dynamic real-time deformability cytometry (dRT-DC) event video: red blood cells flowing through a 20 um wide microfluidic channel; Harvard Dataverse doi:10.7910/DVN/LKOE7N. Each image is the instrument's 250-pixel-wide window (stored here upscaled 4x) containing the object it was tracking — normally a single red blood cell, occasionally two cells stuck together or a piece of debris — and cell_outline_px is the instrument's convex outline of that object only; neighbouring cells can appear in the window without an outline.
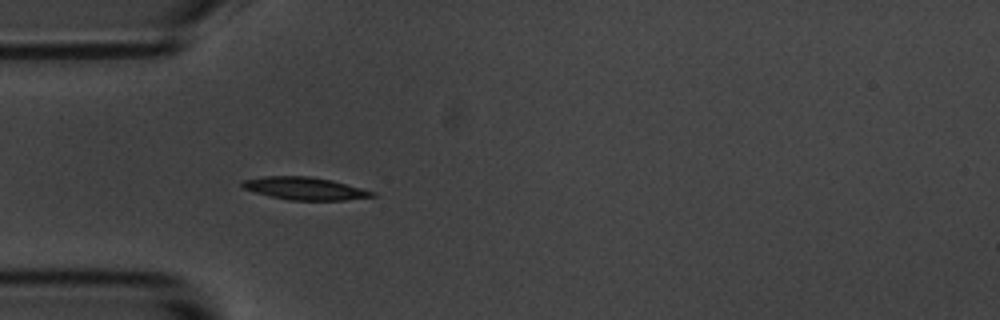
{"species": "common noctule bat (a hibernating species)", "species_latin": "Nyctalus noctula", "temperature_condition": "room temperature", "stored_images_in_passage": 3, "camera_frame_rate_fps": 3000, "um_per_image_px": 0.085, "animal": {"sex": "male", "body_mass_g": 20.1, "forearm_length_mm": 53.5}, "frame": {"image": 1, "passage_image": 3, "time_ms": 2.333, "image_size_px": [1000, 320], "cell_outline_px": [[376, 196], [344, 200], [288, 200], [256, 192], [244, 188], [240, 184], [244, 180], [264, 176], [312, 176], [332, 180], [376, 192]], "centroid_in_image_um": [25.94, 16.01], "position_along_channel_um": 59.1, "area_um2": 16.99}}